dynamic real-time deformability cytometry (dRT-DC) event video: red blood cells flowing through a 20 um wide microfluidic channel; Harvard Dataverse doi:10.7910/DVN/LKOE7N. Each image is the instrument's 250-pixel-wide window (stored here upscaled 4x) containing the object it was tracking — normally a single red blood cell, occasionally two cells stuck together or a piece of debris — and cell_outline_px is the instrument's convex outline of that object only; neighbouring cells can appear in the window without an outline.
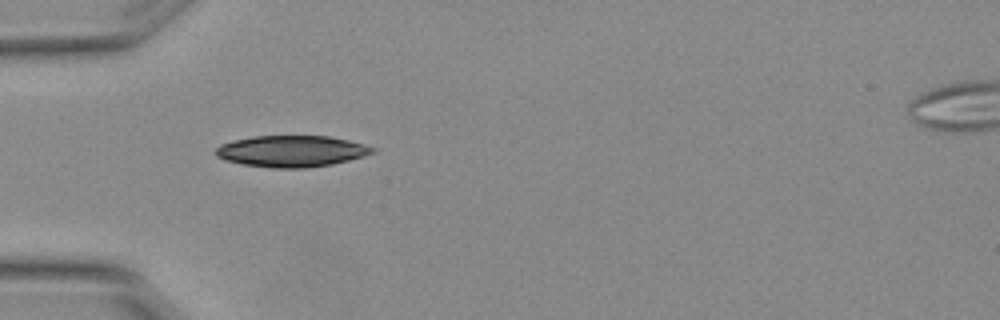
{"species": "Egyptian fruit bat (a non-hibernating species)", "species_latin": "Rousettus aegyptiacus", "temperature_condition": "warm", "stored_images_in_passage": 4, "camera_frame_rate_fps": 3000, "um_per_image_px": 0.085, "animal": {"sex": "female"}, "frame": {"image": 1, "passage_image": 2, "time_ms": 0.333, "image_size_px": [1000, 320], "cell_outline_px": [[376, 152], [364, 156], [332, 164], [304, 168], [272, 168], [244, 164], [228, 160], [216, 156], [216, 148], [220, 144], [232, 140], [252, 136], [328, 136], [348, 140], [376, 148]], "centroid_in_image_um": [24.79, 12.84], "position_along_channel_um": 60.2, "area_um2": 28.55}}
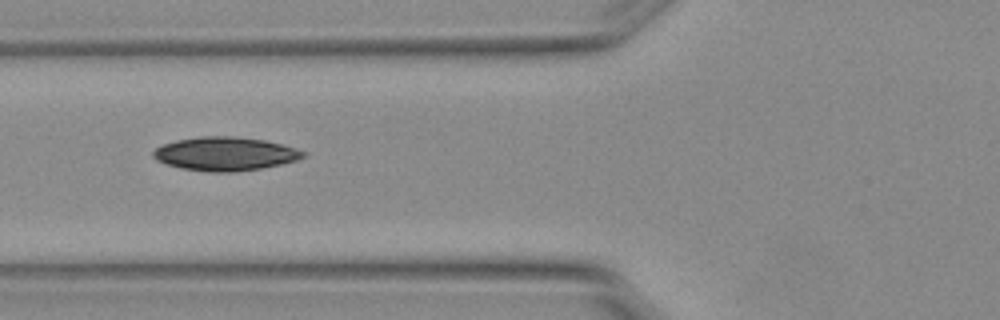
{"frame": {"image": 2, "passage_image": 3, "time_ms": 0.667, "image_size_px": [1000, 320], "cell_outline_px": [[304, 156], [296, 160], [280, 164], [260, 168], [236, 172], [208, 172], [180, 168], [156, 160], [152, 156], [152, 152], [156, 148], [164, 144], [176, 140], [200, 136], [236, 136], [264, 140], [284, 144], [296, 148], [304, 152]], "centroid_in_image_um": [19.12, 13.07], "position_along_channel_um": 106.7, "area_um2": 29.36}}
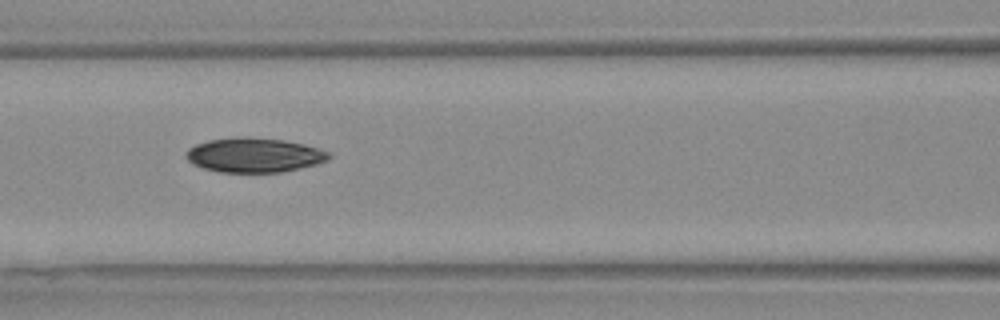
{"frame": {"image": 3, "passage_image": 4, "time_ms": 1.0, "image_size_px": [1000, 320], "cell_outline_px": [[332, 156], [328, 160], [316, 164], [280, 172], [220, 172], [204, 168], [188, 160], [184, 156], [184, 152], [188, 148], [196, 144], [208, 140], [244, 136], [284, 140], [304, 144], [328, 152]], "centroid_in_image_um": [21.58, 13.17], "position_along_channel_um": 145.0, "area_um2": 28.55}}